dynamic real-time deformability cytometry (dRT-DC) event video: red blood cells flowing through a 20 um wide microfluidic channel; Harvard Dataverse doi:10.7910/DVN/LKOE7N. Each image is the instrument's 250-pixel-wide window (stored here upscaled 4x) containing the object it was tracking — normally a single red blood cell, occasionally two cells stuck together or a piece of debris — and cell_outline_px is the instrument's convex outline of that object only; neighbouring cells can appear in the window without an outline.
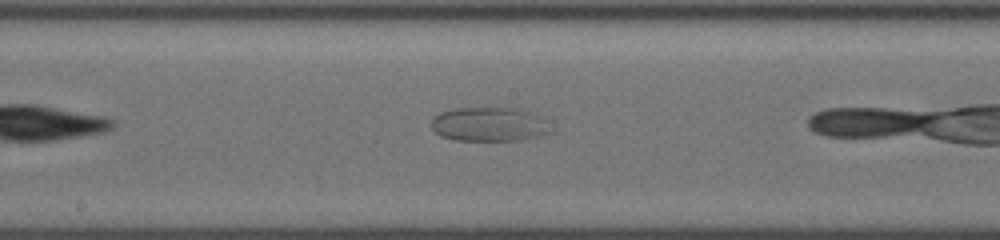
{"species": "common noctule bat (a hibernating species)", "species_latin": "Nyctalus noctula", "temperature_condition": "cold", "stored_images_in_passage": 18, "camera_frame_rate_fps": 3000, "um_per_image_px": 0.085, "animal": {"sex": "female", "body_mass_g": 19.5, "forearm_length_mm": 54.1}, "frame": {"image": 1, "passage_image": 16, "time_ms": 5.0, "image_size_px": [1000, 240], "cell_outline_px": [[548, 132], [516, 140], [456, 140], [444, 136], [436, 132], [432, 128], [432, 120], [440, 112], [456, 108], [516, 108], [528, 112], [536, 116]], "centroid_in_image_um": [41.42, 10.55], "position_along_channel_um": 206.8, "area_um2": 22.48}}